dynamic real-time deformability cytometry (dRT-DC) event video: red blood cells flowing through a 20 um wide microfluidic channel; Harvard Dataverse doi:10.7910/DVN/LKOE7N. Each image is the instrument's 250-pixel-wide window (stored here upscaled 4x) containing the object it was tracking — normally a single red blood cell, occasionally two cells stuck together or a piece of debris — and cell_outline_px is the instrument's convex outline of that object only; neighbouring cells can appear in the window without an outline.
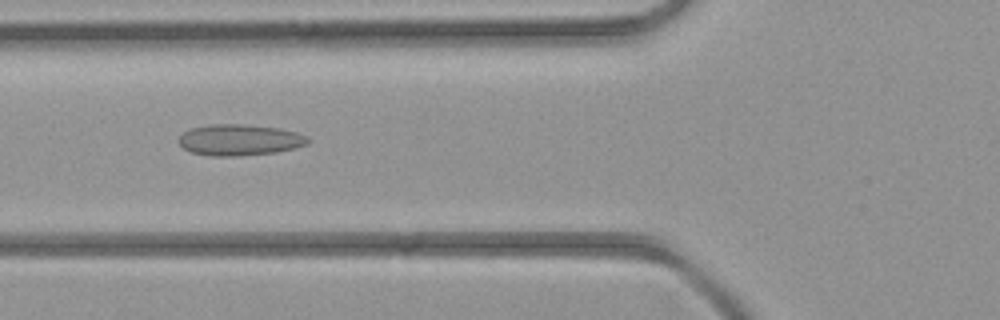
{"species": "common noctule bat (a hibernating species)", "species_latin": "Nyctalus noctula", "temperature_condition": "room temperature", "stored_images_in_passage": 5, "camera_frame_rate_fps": 3000, "um_per_image_px": 0.085, "animal": {"sex": "female", "body_mass_g": 21.9}, "frame": {"image": 1, "passage_image": 5, "time_ms": 5.333, "image_size_px": [1000, 320], "cell_outline_px": [[312, 140], [308, 144], [276, 152], [240, 156], [212, 156], [192, 152], [184, 148], [176, 140], [184, 132], [192, 128], [208, 124], [244, 124], [280, 128], [296, 132], [308, 136]], "centroid_in_image_um": [20.38, 11.89], "position_along_channel_um": 105.4, "area_um2": 23.58}}